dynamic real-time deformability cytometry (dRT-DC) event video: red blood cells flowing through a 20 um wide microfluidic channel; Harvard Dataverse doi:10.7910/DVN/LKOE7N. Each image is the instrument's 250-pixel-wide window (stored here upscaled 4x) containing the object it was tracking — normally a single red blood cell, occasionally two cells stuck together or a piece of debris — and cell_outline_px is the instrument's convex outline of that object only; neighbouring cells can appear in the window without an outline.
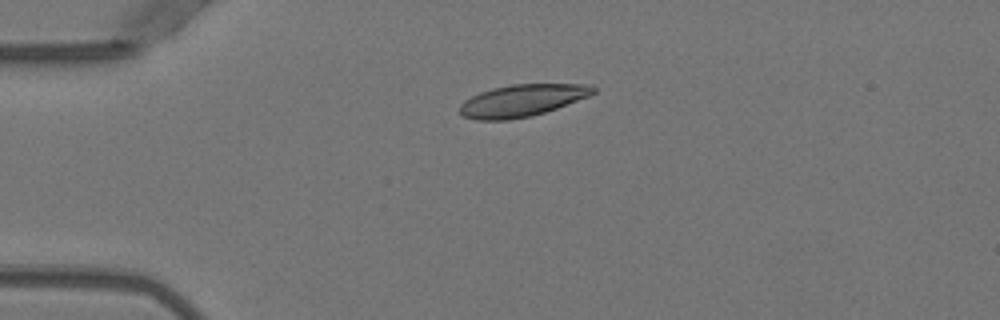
{"species": "Egyptian fruit bat (a non-hibernating species)", "species_latin": "Rousettus aegyptiacus", "temperature_condition": "warm", "stored_images_in_passage": 40, "camera_frame_rate_fps": 3000, "um_per_image_px": 0.085, "animal": {"sex": "female"}, "frame": {"image": 1, "passage_image": 1, "time_ms": 0.0, "image_size_px": [1000, 320], "cell_outline_px": [[596, 92], [588, 96], [556, 108], [532, 116], [508, 120], [476, 120], [464, 116], [460, 112], [460, 104], [464, 100], [480, 92], [492, 88], [512, 84], [592, 84], [596, 88]], "centroid_in_image_um": [44.37, 8.54], "position_along_channel_um": 40.6, "area_um2": 24.85}}
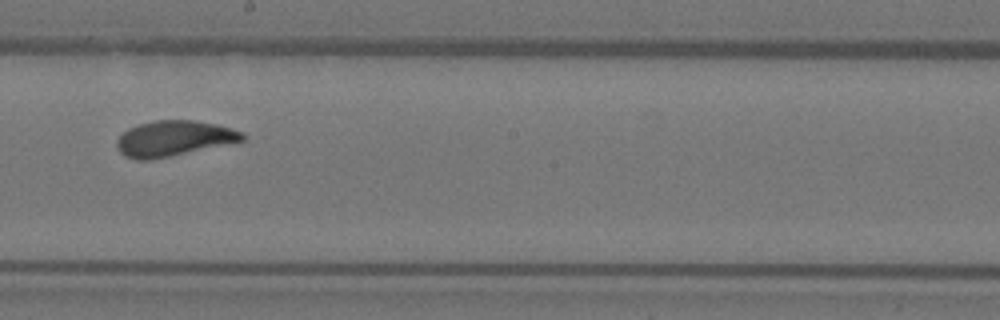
{"frame": {"image": 2, "passage_image": 18, "time_ms": 5.667, "image_size_px": [1000, 320], "cell_outline_px": [[248, 136], [244, 140], [172, 156], [152, 160], [136, 160], [124, 156], [120, 152], [116, 144], [116, 140], [128, 128], [140, 124], [156, 120], [192, 120], [216, 124], [244, 132]], "centroid_in_image_um": [14.77, 11.77], "position_along_channel_um": 233.4, "area_um2": 25.95}}
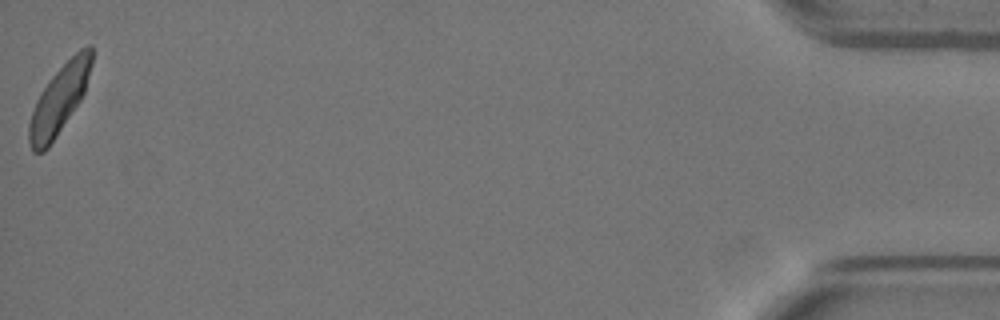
{"frame": {"image": 3, "passage_image": 40, "time_ms": 13.0, "image_size_px": [1000, 320], "cell_outline_px": [[92, 64], [84, 92], [80, 100], [48, 148], [44, 152], [32, 152], [28, 140], [28, 124], [36, 100], [40, 92], [52, 76], [80, 48], [88, 44], [92, 44]], "centroid_in_image_um": [5.02, 8.46], "position_along_channel_um": 430.2, "area_um2": 24.68}, "authors_computed_cell_mechanics": {"area_um2": 25.5476, "velocity_mm_per_s": 3.963, "shape_relaxation_time_tau1_ms": 2.6496, "shape_relaxation_time_tau2_ms": null, "deformation_change_tau1": 0.1604, "deformation_change_tau2": null}}